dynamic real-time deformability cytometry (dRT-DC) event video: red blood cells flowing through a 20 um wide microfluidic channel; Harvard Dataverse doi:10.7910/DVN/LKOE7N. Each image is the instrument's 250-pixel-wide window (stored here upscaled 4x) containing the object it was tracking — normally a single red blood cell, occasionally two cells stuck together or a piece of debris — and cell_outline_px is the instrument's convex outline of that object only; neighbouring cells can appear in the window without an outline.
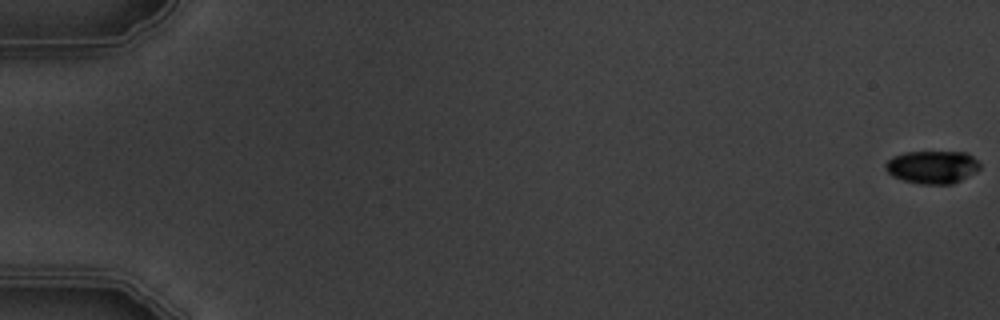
{"species": "common noctule bat (a hibernating species)", "species_latin": "Nyctalus noctula", "temperature_condition": "warm", "stored_images_in_passage": 5, "camera_frame_rate_fps": 3000, "um_per_image_px": 0.085, "animal": {"sex": "male", "body_mass_g": 19.5, "forearm_length_mm": 54.6}, "frame": {"image": 1, "passage_image": 1, "time_ms": 0.0, "image_size_px": [1000, 320], "cell_outline_px": [[980, 168], [976, 172], [952, 184], [920, 184], [904, 180], [892, 176], [884, 168], [884, 164], [892, 156], [904, 152], [968, 152], [980, 164]], "centroid_in_image_um": [79.23, 14.19], "position_along_channel_um": 5.8, "area_um2": 18.15}}